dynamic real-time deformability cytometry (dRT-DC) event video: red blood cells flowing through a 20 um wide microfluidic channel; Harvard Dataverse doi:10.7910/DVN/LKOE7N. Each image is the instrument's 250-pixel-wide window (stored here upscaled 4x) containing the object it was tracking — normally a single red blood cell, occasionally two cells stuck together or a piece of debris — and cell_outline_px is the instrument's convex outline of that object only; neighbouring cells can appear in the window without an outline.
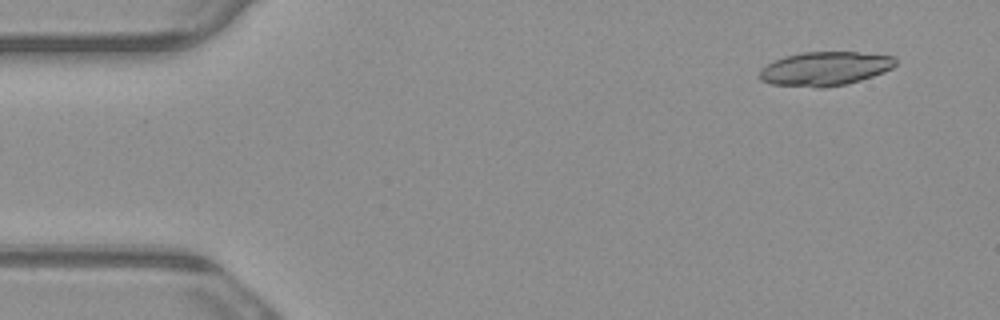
{"species": "common noctule bat (a hibernating species)", "species_latin": "Nyctalus noctula", "temperature_condition": "warm", "stored_images_in_passage": 5, "camera_frame_rate_fps": 3000, "um_per_image_px": 0.085, "animal": {"sex": "male", "body_mass_g": 23.1, "forearm_length_mm": 52.7}, "frame": {"image": 1, "passage_image": 2, "time_ms": 0.333, "image_size_px": [1000, 320], "cell_outline_px": [[896, 64], [892, 68], [884, 72], [848, 84], [824, 88], [816, 88], [772, 84], [760, 80], [756, 76], [760, 68], [784, 56], [804, 52], [856, 52], [896, 56]], "centroid_in_image_um": [70.1, 5.85], "position_along_channel_um": 14.9, "area_um2": 27.17}}